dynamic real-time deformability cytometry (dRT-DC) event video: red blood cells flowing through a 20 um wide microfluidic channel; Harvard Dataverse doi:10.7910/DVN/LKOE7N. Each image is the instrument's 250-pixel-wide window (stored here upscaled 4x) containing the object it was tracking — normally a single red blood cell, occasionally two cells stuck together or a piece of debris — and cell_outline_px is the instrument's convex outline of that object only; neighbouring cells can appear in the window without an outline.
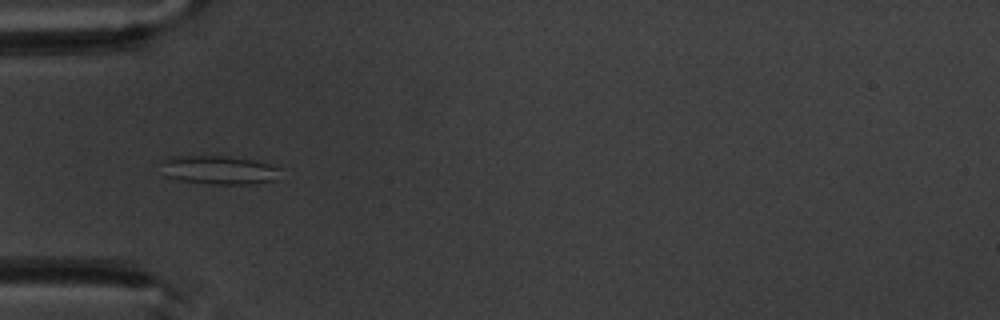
{"species": "common noctule bat (a hibernating species)", "species_latin": "Nyctalus noctula", "temperature_condition": "warm", "stored_images_in_passage": 6, "camera_frame_rate_fps": 3000, "um_per_image_px": 0.085, "animal": {"sex": "male", "body_mass_g": 20.1, "forearm_length_mm": 53.5}, "frame": {"image": 1, "passage_image": 5, "time_ms": 4.667, "image_size_px": [1000, 320], "cell_outline_px": [[280, 168], [272, 180], [256, 184], [212, 184], [180, 180], [168, 176], [160, 160], [172, 156], [224, 156], [256, 160]], "centroid_in_image_um": [18.59, 14.44], "position_along_channel_um": 66.4, "area_um2": 19.54}}
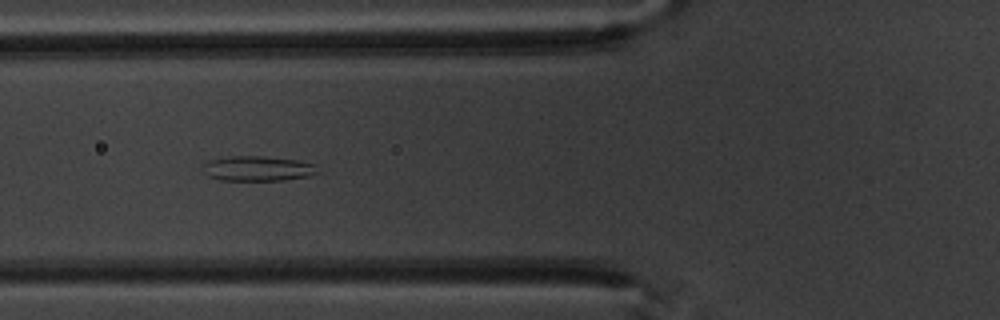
{"frame": {"image": 2, "passage_image": 6, "time_ms": 5.667, "image_size_px": [1000, 320], "cell_outline_px": [[320, 172], [308, 176], [284, 180], [220, 180], [208, 176], [200, 168], [208, 160], [228, 156], [264, 156], [296, 160], [316, 164]], "centroid_in_image_um": [21.89, 14.32], "position_along_channel_um": 103.9, "area_um2": 16.88}}